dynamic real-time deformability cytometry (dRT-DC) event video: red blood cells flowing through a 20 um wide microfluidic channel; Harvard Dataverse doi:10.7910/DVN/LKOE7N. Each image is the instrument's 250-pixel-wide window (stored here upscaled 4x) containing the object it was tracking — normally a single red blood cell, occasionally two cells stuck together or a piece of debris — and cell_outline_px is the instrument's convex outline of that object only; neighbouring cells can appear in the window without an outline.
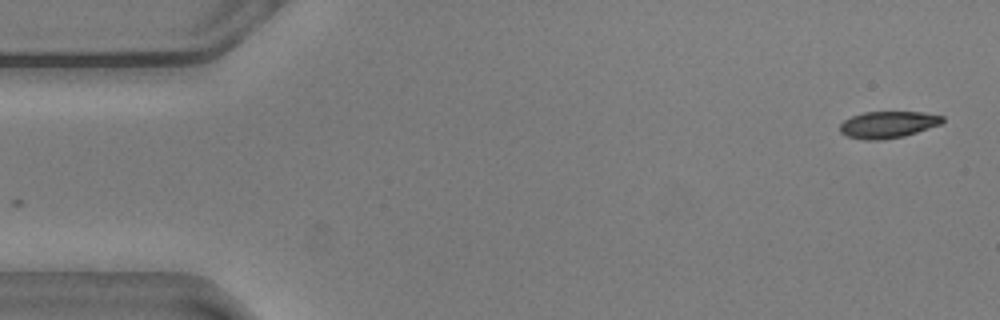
{"species": "common noctule bat (a hibernating species)", "species_latin": "Nyctalus noctula", "temperature_condition": "warm", "stored_images_in_passage": 55, "camera_frame_rate_fps": 3000, "um_per_image_px": 0.085, "animal": {"sex": "male", "body_mass_g": 20.5, "forearm_length_mm": 52.5}, "frame": {"image": 1, "passage_image": 1, "time_ms": 0.0, "image_size_px": [1000, 320], "cell_outline_px": [[944, 120], [940, 124], [904, 136], [880, 140], [864, 140], [848, 136], [840, 132], [840, 124], [844, 120], [852, 116], [864, 112], [924, 112], [944, 116]], "centroid_in_image_um": [75.47, 10.59], "position_along_channel_um": 9.5, "area_um2": 15.9}}
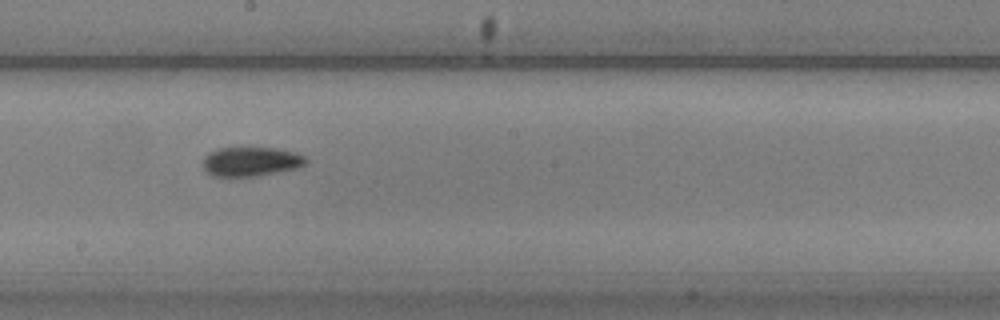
{"frame": {"image": 2, "passage_image": 29, "time_ms": 9.333, "image_size_px": [1000, 320], "cell_outline_px": [[308, 160], [300, 168], [260, 176], [212, 176], [204, 168], [204, 156], [208, 152], [220, 148], [276, 148], [296, 152], [304, 156]], "centroid_in_image_um": [21.37, 13.74], "position_along_channel_um": 226.8, "area_um2": 17.69}}
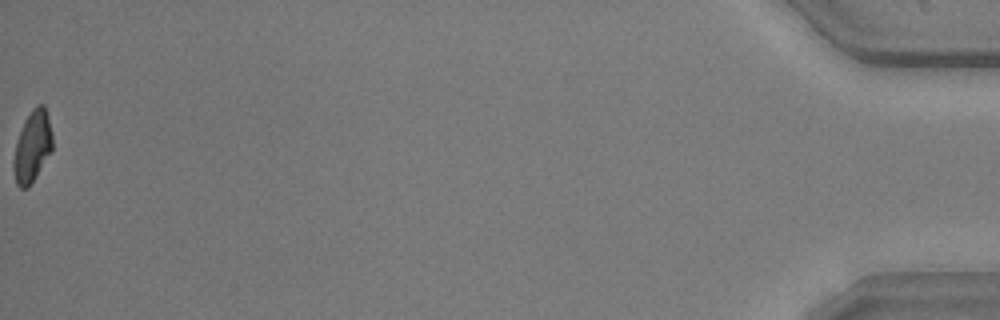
{"frame": {"image": 3, "passage_image": 55, "time_ms": 18.0, "image_size_px": [1000, 320], "cell_outline_px": [[52, 152], [28, 188], [20, 188], [16, 184], [12, 164], [12, 160], [16, 140], [24, 120], [32, 108], [36, 104], [44, 104], [48, 116], [52, 136]], "centroid_in_image_um": [2.73, 12.45], "position_along_channel_um": 432.5, "area_um2": 16.42}, "authors_computed_cell_mechanics": {"area_um2": 16.9932, "velocity_mm_per_s": 3.6043, "shape_relaxation_time_tau1_ms": 4.7257, "shape_relaxation_time_tau2_ms": 3.0253, "deformation_change_tau1": 0.1327, "deformation_change_tau2": 0.0859}}